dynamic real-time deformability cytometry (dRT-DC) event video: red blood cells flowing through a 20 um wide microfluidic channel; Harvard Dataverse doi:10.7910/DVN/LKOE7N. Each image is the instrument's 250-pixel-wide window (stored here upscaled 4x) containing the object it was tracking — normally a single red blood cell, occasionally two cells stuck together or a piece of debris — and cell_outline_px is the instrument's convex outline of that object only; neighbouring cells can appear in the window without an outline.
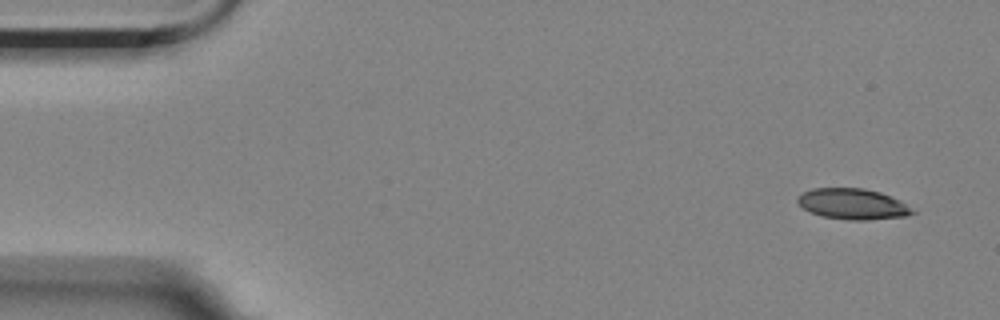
{"species": "Egyptian fruit bat (a non-hibernating species)", "species_latin": "Rousettus aegyptiacus", "temperature_condition": "room temperature", "stored_images_in_passage": 10, "camera_frame_rate_fps": 3000, "um_per_image_px": 0.085, "animal": {"sex": "female"}, "frame": {"image": 1, "passage_image": 1, "time_ms": 0.0, "image_size_px": [1000, 320], "cell_outline_px": [[916, 212], [908, 216], [868, 220], [848, 220], [824, 216], [812, 212], [804, 208], [796, 200], [796, 196], [812, 188], [864, 188], [880, 192], [900, 200]], "centroid_in_image_um": [72.5, 17.33], "position_along_channel_um": 12.5, "area_um2": 20.52}}
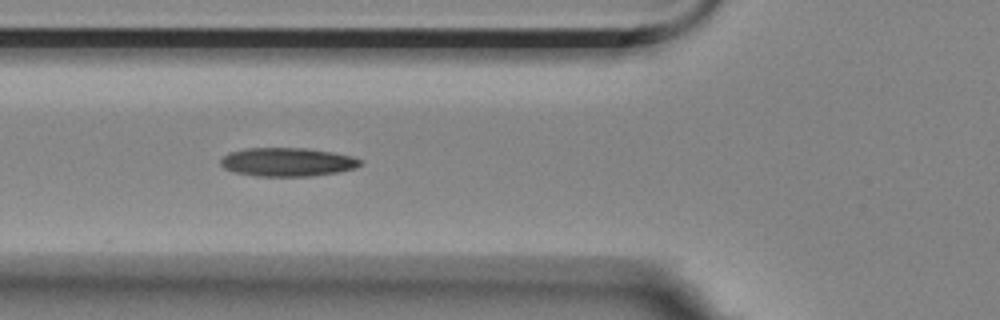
{"frame": {"image": 2, "passage_image": 6, "time_ms": 5.667, "image_size_px": [1000, 320], "cell_outline_px": [[364, 164], [356, 168], [340, 172], [312, 176], [256, 176], [236, 172], [224, 168], [220, 164], [220, 160], [228, 152], [244, 148], [308, 148], [332, 152], [352, 156], [364, 160]], "centroid_in_image_um": [24.48, 13.77], "position_along_channel_um": 101.3, "area_um2": 23.58}}
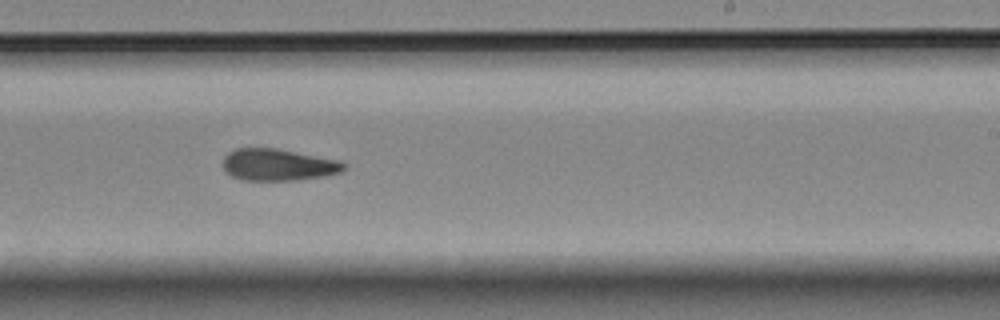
{"frame": {"image": 3, "passage_image": 10, "time_ms": 10.333, "image_size_px": [1000, 320], "cell_outline_px": [[348, 168], [340, 172], [324, 176], [296, 180], [240, 180], [224, 172], [224, 156], [228, 152], [236, 148], [276, 148], [340, 160]], "centroid_in_image_um": [23.63, 14.0], "position_along_channel_um": 265.4, "area_um2": 22.54}}